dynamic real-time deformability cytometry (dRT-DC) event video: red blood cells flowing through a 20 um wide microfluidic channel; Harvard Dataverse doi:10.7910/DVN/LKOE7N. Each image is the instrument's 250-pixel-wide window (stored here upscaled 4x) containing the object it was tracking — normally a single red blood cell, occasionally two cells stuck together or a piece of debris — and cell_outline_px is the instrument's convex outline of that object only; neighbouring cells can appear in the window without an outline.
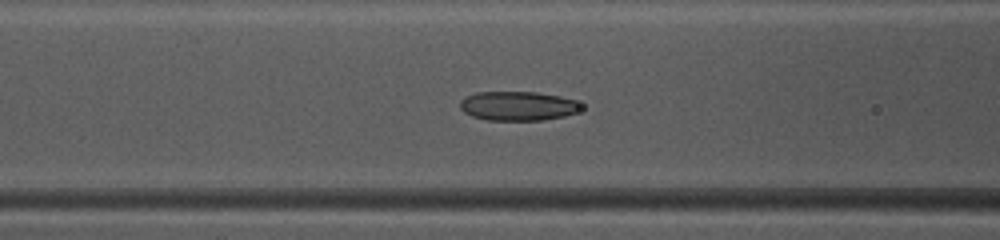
{"species": "common noctule bat (a hibernating species)", "species_latin": "Nyctalus noctula", "temperature_condition": "warm", "stored_images_in_passage": 38, "camera_frame_rate_fps": 3000, "um_per_image_px": 0.085, "animal": {"sex": "female", "body_mass_g": 10.0, "forearm_length_mm": 53.1}, "frame": {"image": 1, "passage_image": 10, "time_ms": 3.0, "image_size_px": [1000, 240], "cell_outline_px": [[580, 108], [576, 112], [564, 116], [540, 120], [488, 120], [472, 116], [464, 112], [460, 108], [460, 100], [464, 96], [476, 92], [536, 92], [560, 96], [572, 100], [580, 104]], "centroid_in_image_um": [43.95, 9.0], "position_along_channel_um": 122.6, "area_um2": 20.46}}
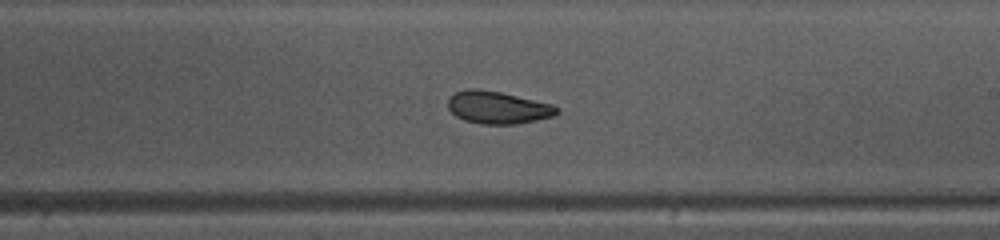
{"frame": {"image": 2, "passage_image": 19, "time_ms": 6.0, "image_size_px": [1000, 240], "cell_outline_px": [[560, 112], [552, 116], [520, 124], [480, 124], [464, 120], [456, 116], [448, 108], [448, 96], [456, 92], [468, 88], [476, 88], [500, 92], [552, 104], [560, 108]], "centroid_in_image_um": [42.3, 9.14], "position_along_channel_um": 246.7, "area_um2": 20.69}}
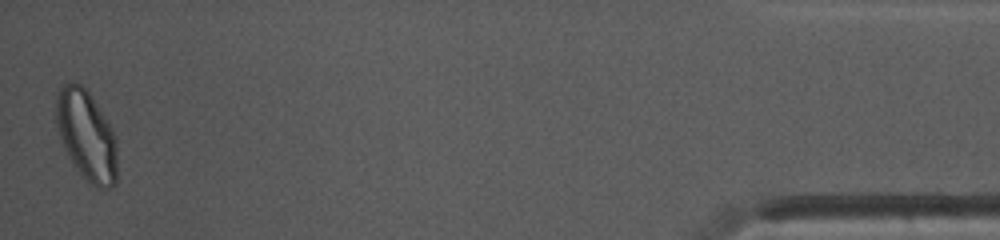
{"frame": {"image": 3, "passage_image": 38, "time_ms": 12.333, "image_size_px": [1000, 240], "cell_outline_px": [[116, 184], [112, 188], [100, 188], [88, 184], [80, 176], [68, 156], [60, 140], [56, 124], [56, 92], [64, 84], [72, 80], [80, 84], [88, 92], [112, 128], [116, 136]], "centroid_in_image_um": [7.33, 11.54], "position_along_channel_um": 427.9, "area_um2": 32.43}, "authors_computed_cell_mechanics": {"area_um2": 21.3571, "velocity_mm_per_s": 4.129, "shape_relaxation_time_tau1_ms": null, "shape_relaxation_time_tau2_ms": 2.9068, "deformation_change_tau1": null, "deformation_change_tau2": 0.0824}}